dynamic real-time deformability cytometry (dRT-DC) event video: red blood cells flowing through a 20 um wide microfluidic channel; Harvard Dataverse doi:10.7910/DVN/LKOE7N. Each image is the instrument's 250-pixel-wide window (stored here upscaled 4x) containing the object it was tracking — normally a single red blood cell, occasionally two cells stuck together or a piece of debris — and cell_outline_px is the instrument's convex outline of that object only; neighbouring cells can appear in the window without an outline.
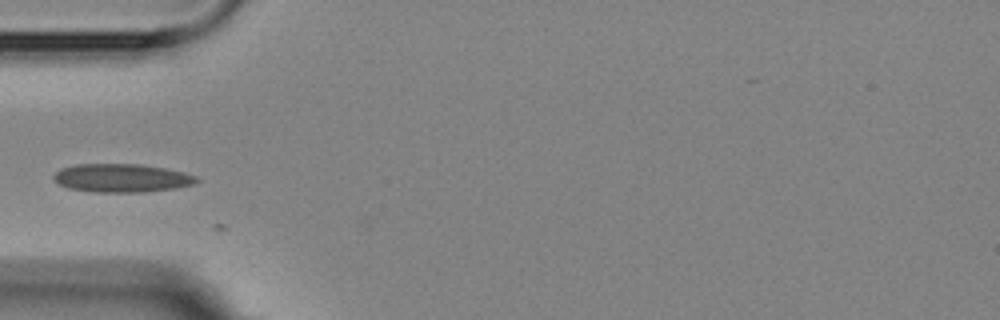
{"species": "Egyptian fruit bat (a non-hibernating species)", "species_latin": "Rousettus aegyptiacus", "temperature_condition": "room temperature", "stored_images_in_passage": 5, "camera_frame_rate_fps": 3000, "um_per_image_px": 0.085, "animal": {"sex": "female"}, "frame": {"image": 1, "passage_image": 5, "time_ms": 4.667, "image_size_px": [1000, 320], "cell_outline_px": [[200, 180], [196, 184], [176, 188], [144, 192], [92, 192], [68, 188], [60, 184], [52, 176], [60, 168], [76, 164], [140, 164], [164, 168], [184, 172], [196, 176]], "centroid_in_image_um": [10.37, 15.13], "position_along_channel_um": 74.6, "area_um2": 23.76}}